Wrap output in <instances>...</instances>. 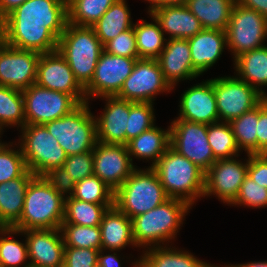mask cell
<instances>
[{
	"label": "cell",
	"instance_id": "obj_1",
	"mask_svg": "<svg viewBox=\"0 0 267 267\" xmlns=\"http://www.w3.org/2000/svg\"><path fill=\"white\" fill-rule=\"evenodd\" d=\"M67 23V0H26L0 22V37L18 49L50 53Z\"/></svg>",
	"mask_w": 267,
	"mask_h": 267
},
{
	"label": "cell",
	"instance_id": "obj_2",
	"mask_svg": "<svg viewBox=\"0 0 267 267\" xmlns=\"http://www.w3.org/2000/svg\"><path fill=\"white\" fill-rule=\"evenodd\" d=\"M191 206L180 199L169 198L164 203L132 219L133 239L137 247L167 245L175 240L184 216ZM162 243V244H161Z\"/></svg>",
	"mask_w": 267,
	"mask_h": 267
},
{
	"label": "cell",
	"instance_id": "obj_3",
	"mask_svg": "<svg viewBox=\"0 0 267 267\" xmlns=\"http://www.w3.org/2000/svg\"><path fill=\"white\" fill-rule=\"evenodd\" d=\"M169 198L180 199L193 206L203 197L205 172L171 147L152 167Z\"/></svg>",
	"mask_w": 267,
	"mask_h": 267
},
{
	"label": "cell",
	"instance_id": "obj_4",
	"mask_svg": "<svg viewBox=\"0 0 267 267\" xmlns=\"http://www.w3.org/2000/svg\"><path fill=\"white\" fill-rule=\"evenodd\" d=\"M65 198L43 176H35L28 185L19 221V231L60 228L64 219Z\"/></svg>",
	"mask_w": 267,
	"mask_h": 267
},
{
	"label": "cell",
	"instance_id": "obj_5",
	"mask_svg": "<svg viewBox=\"0 0 267 267\" xmlns=\"http://www.w3.org/2000/svg\"><path fill=\"white\" fill-rule=\"evenodd\" d=\"M104 46L92 27L67 23L57 51L65 58L79 85L85 89L93 79Z\"/></svg>",
	"mask_w": 267,
	"mask_h": 267
},
{
	"label": "cell",
	"instance_id": "obj_6",
	"mask_svg": "<svg viewBox=\"0 0 267 267\" xmlns=\"http://www.w3.org/2000/svg\"><path fill=\"white\" fill-rule=\"evenodd\" d=\"M168 199L152 167L144 170L136 167L114 193V205L130 219L150 211Z\"/></svg>",
	"mask_w": 267,
	"mask_h": 267
},
{
	"label": "cell",
	"instance_id": "obj_7",
	"mask_svg": "<svg viewBox=\"0 0 267 267\" xmlns=\"http://www.w3.org/2000/svg\"><path fill=\"white\" fill-rule=\"evenodd\" d=\"M43 125L57 139L67 156L93 151L96 145V121L88 102Z\"/></svg>",
	"mask_w": 267,
	"mask_h": 267
},
{
	"label": "cell",
	"instance_id": "obj_8",
	"mask_svg": "<svg viewBox=\"0 0 267 267\" xmlns=\"http://www.w3.org/2000/svg\"><path fill=\"white\" fill-rule=\"evenodd\" d=\"M20 129L19 146L30 172L43 176L64 165L67 154L43 124H26Z\"/></svg>",
	"mask_w": 267,
	"mask_h": 267
},
{
	"label": "cell",
	"instance_id": "obj_9",
	"mask_svg": "<svg viewBox=\"0 0 267 267\" xmlns=\"http://www.w3.org/2000/svg\"><path fill=\"white\" fill-rule=\"evenodd\" d=\"M225 32L227 47L235 59L244 52L265 46L267 19L257 11L235 3Z\"/></svg>",
	"mask_w": 267,
	"mask_h": 267
},
{
	"label": "cell",
	"instance_id": "obj_10",
	"mask_svg": "<svg viewBox=\"0 0 267 267\" xmlns=\"http://www.w3.org/2000/svg\"><path fill=\"white\" fill-rule=\"evenodd\" d=\"M170 147L204 172L217 161L208 143L206 124L174 119L170 124Z\"/></svg>",
	"mask_w": 267,
	"mask_h": 267
},
{
	"label": "cell",
	"instance_id": "obj_11",
	"mask_svg": "<svg viewBox=\"0 0 267 267\" xmlns=\"http://www.w3.org/2000/svg\"><path fill=\"white\" fill-rule=\"evenodd\" d=\"M26 124H44L59 119L80 103L71 95L32 84L22 90Z\"/></svg>",
	"mask_w": 267,
	"mask_h": 267
},
{
	"label": "cell",
	"instance_id": "obj_12",
	"mask_svg": "<svg viewBox=\"0 0 267 267\" xmlns=\"http://www.w3.org/2000/svg\"><path fill=\"white\" fill-rule=\"evenodd\" d=\"M219 122H230L256 107L265 97L237 76L214 78Z\"/></svg>",
	"mask_w": 267,
	"mask_h": 267
},
{
	"label": "cell",
	"instance_id": "obj_13",
	"mask_svg": "<svg viewBox=\"0 0 267 267\" xmlns=\"http://www.w3.org/2000/svg\"><path fill=\"white\" fill-rule=\"evenodd\" d=\"M172 89L157 59L139 58L116 97L130 102L153 103L154 96Z\"/></svg>",
	"mask_w": 267,
	"mask_h": 267
},
{
	"label": "cell",
	"instance_id": "obj_14",
	"mask_svg": "<svg viewBox=\"0 0 267 267\" xmlns=\"http://www.w3.org/2000/svg\"><path fill=\"white\" fill-rule=\"evenodd\" d=\"M139 58L115 56L102 51L90 84L84 89L86 101L90 98L116 96L126 78L132 73Z\"/></svg>",
	"mask_w": 267,
	"mask_h": 267
},
{
	"label": "cell",
	"instance_id": "obj_15",
	"mask_svg": "<svg viewBox=\"0 0 267 267\" xmlns=\"http://www.w3.org/2000/svg\"><path fill=\"white\" fill-rule=\"evenodd\" d=\"M40 55L9 46L0 39V86L24 90L36 83Z\"/></svg>",
	"mask_w": 267,
	"mask_h": 267
},
{
	"label": "cell",
	"instance_id": "obj_16",
	"mask_svg": "<svg viewBox=\"0 0 267 267\" xmlns=\"http://www.w3.org/2000/svg\"><path fill=\"white\" fill-rule=\"evenodd\" d=\"M127 146L96 142L93 149V172L116 191L136 168Z\"/></svg>",
	"mask_w": 267,
	"mask_h": 267
},
{
	"label": "cell",
	"instance_id": "obj_17",
	"mask_svg": "<svg viewBox=\"0 0 267 267\" xmlns=\"http://www.w3.org/2000/svg\"><path fill=\"white\" fill-rule=\"evenodd\" d=\"M246 162L232 159H218L205 172L203 197L216 195L221 202L231 204L237 197L240 186L247 176Z\"/></svg>",
	"mask_w": 267,
	"mask_h": 267
},
{
	"label": "cell",
	"instance_id": "obj_18",
	"mask_svg": "<svg viewBox=\"0 0 267 267\" xmlns=\"http://www.w3.org/2000/svg\"><path fill=\"white\" fill-rule=\"evenodd\" d=\"M36 83L47 89L71 95L80 104L87 102L84 89L76 81L69 64L57 50L40 55Z\"/></svg>",
	"mask_w": 267,
	"mask_h": 267
},
{
	"label": "cell",
	"instance_id": "obj_19",
	"mask_svg": "<svg viewBox=\"0 0 267 267\" xmlns=\"http://www.w3.org/2000/svg\"><path fill=\"white\" fill-rule=\"evenodd\" d=\"M20 233L26 237L31 266L63 267L65 245L60 228L29 229Z\"/></svg>",
	"mask_w": 267,
	"mask_h": 267
},
{
	"label": "cell",
	"instance_id": "obj_20",
	"mask_svg": "<svg viewBox=\"0 0 267 267\" xmlns=\"http://www.w3.org/2000/svg\"><path fill=\"white\" fill-rule=\"evenodd\" d=\"M180 99V113L177 119L206 125L219 122L214 79L193 85L181 94Z\"/></svg>",
	"mask_w": 267,
	"mask_h": 267
},
{
	"label": "cell",
	"instance_id": "obj_21",
	"mask_svg": "<svg viewBox=\"0 0 267 267\" xmlns=\"http://www.w3.org/2000/svg\"><path fill=\"white\" fill-rule=\"evenodd\" d=\"M101 98L103 100L105 99L106 105L99 117L94 116L97 141L104 144L126 145L129 101L116 96H105Z\"/></svg>",
	"mask_w": 267,
	"mask_h": 267
},
{
	"label": "cell",
	"instance_id": "obj_22",
	"mask_svg": "<svg viewBox=\"0 0 267 267\" xmlns=\"http://www.w3.org/2000/svg\"><path fill=\"white\" fill-rule=\"evenodd\" d=\"M165 80L172 88L179 81L193 80L200 76L192 66L188 39H168L157 58Z\"/></svg>",
	"mask_w": 267,
	"mask_h": 267
},
{
	"label": "cell",
	"instance_id": "obj_23",
	"mask_svg": "<svg viewBox=\"0 0 267 267\" xmlns=\"http://www.w3.org/2000/svg\"><path fill=\"white\" fill-rule=\"evenodd\" d=\"M193 69L199 74L208 71L227 47L226 32L217 29H202L188 38Z\"/></svg>",
	"mask_w": 267,
	"mask_h": 267
},
{
	"label": "cell",
	"instance_id": "obj_24",
	"mask_svg": "<svg viewBox=\"0 0 267 267\" xmlns=\"http://www.w3.org/2000/svg\"><path fill=\"white\" fill-rule=\"evenodd\" d=\"M149 15L159 23L169 39H188L203 29L198 18L186 5L163 6Z\"/></svg>",
	"mask_w": 267,
	"mask_h": 267
},
{
	"label": "cell",
	"instance_id": "obj_25",
	"mask_svg": "<svg viewBox=\"0 0 267 267\" xmlns=\"http://www.w3.org/2000/svg\"><path fill=\"white\" fill-rule=\"evenodd\" d=\"M35 176L27 170L21 177L0 183V227L12 228L19 221L26 190Z\"/></svg>",
	"mask_w": 267,
	"mask_h": 267
},
{
	"label": "cell",
	"instance_id": "obj_26",
	"mask_svg": "<svg viewBox=\"0 0 267 267\" xmlns=\"http://www.w3.org/2000/svg\"><path fill=\"white\" fill-rule=\"evenodd\" d=\"M101 230V249L120 251L127 245L136 246L133 239L132 219L115 205L105 212L99 225Z\"/></svg>",
	"mask_w": 267,
	"mask_h": 267
},
{
	"label": "cell",
	"instance_id": "obj_27",
	"mask_svg": "<svg viewBox=\"0 0 267 267\" xmlns=\"http://www.w3.org/2000/svg\"><path fill=\"white\" fill-rule=\"evenodd\" d=\"M126 146L131 161L133 157L151 160L152 164L149 167H153L170 147V126L167 130H162L154 125L151 129L128 141Z\"/></svg>",
	"mask_w": 267,
	"mask_h": 267
},
{
	"label": "cell",
	"instance_id": "obj_28",
	"mask_svg": "<svg viewBox=\"0 0 267 267\" xmlns=\"http://www.w3.org/2000/svg\"><path fill=\"white\" fill-rule=\"evenodd\" d=\"M235 70L239 79L243 80L264 97L267 94L262 90L267 86V46L244 52L234 59ZM261 89H260V88Z\"/></svg>",
	"mask_w": 267,
	"mask_h": 267
},
{
	"label": "cell",
	"instance_id": "obj_29",
	"mask_svg": "<svg viewBox=\"0 0 267 267\" xmlns=\"http://www.w3.org/2000/svg\"><path fill=\"white\" fill-rule=\"evenodd\" d=\"M143 253L133 267H206L209 264L188 251L171 246L149 247Z\"/></svg>",
	"mask_w": 267,
	"mask_h": 267
},
{
	"label": "cell",
	"instance_id": "obj_30",
	"mask_svg": "<svg viewBox=\"0 0 267 267\" xmlns=\"http://www.w3.org/2000/svg\"><path fill=\"white\" fill-rule=\"evenodd\" d=\"M236 0H188L187 8L198 18L203 29L225 31Z\"/></svg>",
	"mask_w": 267,
	"mask_h": 267
},
{
	"label": "cell",
	"instance_id": "obj_31",
	"mask_svg": "<svg viewBox=\"0 0 267 267\" xmlns=\"http://www.w3.org/2000/svg\"><path fill=\"white\" fill-rule=\"evenodd\" d=\"M134 26L131 13L126 0H117L101 18L91 27L104 46L107 42L117 37Z\"/></svg>",
	"mask_w": 267,
	"mask_h": 267
},
{
	"label": "cell",
	"instance_id": "obj_32",
	"mask_svg": "<svg viewBox=\"0 0 267 267\" xmlns=\"http://www.w3.org/2000/svg\"><path fill=\"white\" fill-rule=\"evenodd\" d=\"M154 23L140 20L134 23V31L139 58L157 59L165 48L167 39L159 23L150 15Z\"/></svg>",
	"mask_w": 267,
	"mask_h": 267
},
{
	"label": "cell",
	"instance_id": "obj_33",
	"mask_svg": "<svg viewBox=\"0 0 267 267\" xmlns=\"http://www.w3.org/2000/svg\"><path fill=\"white\" fill-rule=\"evenodd\" d=\"M114 204H93L72 196L65 198L63 223L80 226H99L108 208Z\"/></svg>",
	"mask_w": 267,
	"mask_h": 267
},
{
	"label": "cell",
	"instance_id": "obj_34",
	"mask_svg": "<svg viewBox=\"0 0 267 267\" xmlns=\"http://www.w3.org/2000/svg\"><path fill=\"white\" fill-rule=\"evenodd\" d=\"M9 125L21 128L26 125L23 93L16 88L0 86V133Z\"/></svg>",
	"mask_w": 267,
	"mask_h": 267
},
{
	"label": "cell",
	"instance_id": "obj_35",
	"mask_svg": "<svg viewBox=\"0 0 267 267\" xmlns=\"http://www.w3.org/2000/svg\"><path fill=\"white\" fill-rule=\"evenodd\" d=\"M258 120L259 104L229 122L240 151L244 150L247 154H257Z\"/></svg>",
	"mask_w": 267,
	"mask_h": 267
},
{
	"label": "cell",
	"instance_id": "obj_36",
	"mask_svg": "<svg viewBox=\"0 0 267 267\" xmlns=\"http://www.w3.org/2000/svg\"><path fill=\"white\" fill-rule=\"evenodd\" d=\"M68 23L91 27L117 0H67Z\"/></svg>",
	"mask_w": 267,
	"mask_h": 267
},
{
	"label": "cell",
	"instance_id": "obj_37",
	"mask_svg": "<svg viewBox=\"0 0 267 267\" xmlns=\"http://www.w3.org/2000/svg\"><path fill=\"white\" fill-rule=\"evenodd\" d=\"M208 143L214 157L218 159H232L238 157L241 151L236 143L229 122H217L207 125Z\"/></svg>",
	"mask_w": 267,
	"mask_h": 267
},
{
	"label": "cell",
	"instance_id": "obj_38",
	"mask_svg": "<svg viewBox=\"0 0 267 267\" xmlns=\"http://www.w3.org/2000/svg\"><path fill=\"white\" fill-rule=\"evenodd\" d=\"M19 233L20 231L14 228L0 227V267H19L22 264H24L23 267L31 266L27 261L29 257L26 240L22 243L10 239V236Z\"/></svg>",
	"mask_w": 267,
	"mask_h": 267
},
{
	"label": "cell",
	"instance_id": "obj_39",
	"mask_svg": "<svg viewBox=\"0 0 267 267\" xmlns=\"http://www.w3.org/2000/svg\"><path fill=\"white\" fill-rule=\"evenodd\" d=\"M60 230L65 247L101 250V230L99 226L62 223Z\"/></svg>",
	"mask_w": 267,
	"mask_h": 267
},
{
	"label": "cell",
	"instance_id": "obj_40",
	"mask_svg": "<svg viewBox=\"0 0 267 267\" xmlns=\"http://www.w3.org/2000/svg\"><path fill=\"white\" fill-rule=\"evenodd\" d=\"M114 193L98 176L92 175L75 183L72 197L93 204H114Z\"/></svg>",
	"mask_w": 267,
	"mask_h": 267
},
{
	"label": "cell",
	"instance_id": "obj_41",
	"mask_svg": "<svg viewBox=\"0 0 267 267\" xmlns=\"http://www.w3.org/2000/svg\"><path fill=\"white\" fill-rule=\"evenodd\" d=\"M153 103L130 102L126 144L142 132L151 129L155 124Z\"/></svg>",
	"mask_w": 267,
	"mask_h": 267
},
{
	"label": "cell",
	"instance_id": "obj_42",
	"mask_svg": "<svg viewBox=\"0 0 267 267\" xmlns=\"http://www.w3.org/2000/svg\"><path fill=\"white\" fill-rule=\"evenodd\" d=\"M0 141V183L21 177L28 169L20 147Z\"/></svg>",
	"mask_w": 267,
	"mask_h": 267
},
{
	"label": "cell",
	"instance_id": "obj_43",
	"mask_svg": "<svg viewBox=\"0 0 267 267\" xmlns=\"http://www.w3.org/2000/svg\"><path fill=\"white\" fill-rule=\"evenodd\" d=\"M230 205L260 208L267 206V188L253 181L249 176L244 178L236 199Z\"/></svg>",
	"mask_w": 267,
	"mask_h": 267
},
{
	"label": "cell",
	"instance_id": "obj_44",
	"mask_svg": "<svg viewBox=\"0 0 267 267\" xmlns=\"http://www.w3.org/2000/svg\"><path fill=\"white\" fill-rule=\"evenodd\" d=\"M104 51L111 55L139 58L134 28L120 33L104 45Z\"/></svg>",
	"mask_w": 267,
	"mask_h": 267
},
{
	"label": "cell",
	"instance_id": "obj_45",
	"mask_svg": "<svg viewBox=\"0 0 267 267\" xmlns=\"http://www.w3.org/2000/svg\"><path fill=\"white\" fill-rule=\"evenodd\" d=\"M62 167L70 174L75 183L94 175L93 151L67 156Z\"/></svg>",
	"mask_w": 267,
	"mask_h": 267
},
{
	"label": "cell",
	"instance_id": "obj_46",
	"mask_svg": "<svg viewBox=\"0 0 267 267\" xmlns=\"http://www.w3.org/2000/svg\"><path fill=\"white\" fill-rule=\"evenodd\" d=\"M100 250L89 248H64L63 267H98Z\"/></svg>",
	"mask_w": 267,
	"mask_h": 267
},
{
	"label": "cell",
	"instance_id": "obj_47",
	"mask_svg": "<svg viewBox=\"0 0 267 267\" xmlns=\"http://www.w3.org/2000/svg\"><path fill=\"white\" fill-rule=\"evenodd\" d=\"M43 177L64 198L70 197L74 193L75 182L63 167L50 169Z\"/></svg>",
	"mask_w": 267,
	"mask_h": 267
},
{
	"label": "cell",
	"instance_id": "obj_48",
	"mask_svg": "<svg viewBox=\"0 0 267 267\" xmlns=\"http://www.w3.org/2000/svg\"><path fill=\"white\" fill-rule=\"evenodd\" d=\"M247 176L267 188V154H247Z\"/></svg>",
	"mask_w": 267,
	"mask_h": 267
},
{
	"label": "cell",
	"instance_id": "obj_49",
	"mask_svg": "<svg viewBox=\"0 0 267 267\" xmlns=\"http://www.w3.org/2000/svg\"><path fill=\"white\" fill-rule=\"evenodd\" d=\"M257 154H267V97L259 103L257 124Z\"/></svg>",
	"mask_w": 267,
	"mask_h": 267
},
{
	"label": "cell",
	"instance_id": "obj_50",
	"mask_svg": "<svg viewBox=\"0 0 267 267\" xmlns=\"http://www.w3.org/2000/svg\"><path fill=\"white\" fill-rule=\"evenodd\" d=\"M105 250L101 249L98 253V267H121L119 260L121 257L117 256V252L115 253L114 250H110V253H106L104 255Z\"/></svg>",
	"mask_w": 267,
	"mask_h": 267
},
{
	"label": "cell",
	"instance_id": "obj_51",
	"mask_svg": "<svg viewBox=\"0 0 267 267\" xmlns=\"http://www.w3.org/2000/svg\"><path fill=\"white\" fill-rule=\"evenodd\" d=\"M236 3L247 9L257 11L267 19V0H236Z\"/></svg>",
	"mask_w": 267,
	"mask_h": 267
},
{
	"label": "cell",
	"instance_id": "obj_52",
	"mask_svg": "<svg viewBox=\"0 0 267 267\" xmlns=\"http://www.w3.org/2000/svg\"><path fill=\"white\" fill-rule=\"evenodd\" d=\"M26 0H0V22Z\"/></svg>",
	"mask_w": 267,
	"mask_h": 267
},
{
	"label": "cell",
	"instance_id": "obj_53",
	"mask_svg": "<svg viewBox=\"0 0 267 267\" xmlns=\"http://www.w3.org/2000/svg\"><path fill=\"white\" fill-rule=\"evenodd\" d=\"M150 3L148 14L163 6L186 5L188 0H146Z\"/></svg>",
	"mask_w": 267,
	"mask_h": 267
},
{
	"label": "cell",
	"instance_id": "obj_54",
	"mask_svg": "<svg viewBox=\"0 0 267 267\" xmlns=\"http://www.w3.org/2000/svg\"><path fill=\"white\" fill-rule=\"evenodd\" d=\"M226 267H267V260L266 261H254V262H248L245 264H235V265H231L229 264L228 266L226 265Z\"/></svg>",
	"mask_w": 267,
	"mask_h": 267
},
{
	"label": "cell",
	"instance_id": "obj_55",
	"mask_svg": "<svg viewBox=\"0 0 267 267\" xmlns=\"http://www.w3.org/2000/svg\"><path fill=\"white\" fill-rule=\"evenodd\" d=\"M206 267H218V266H215L214 264L212 265V264H208ZM220 267V266H219ZM223 267V266H222ZM224 267H226V266H224Z\"/></svg>",
	"mask_w": 267,
	"mask_h": 267
}]
</instances>
